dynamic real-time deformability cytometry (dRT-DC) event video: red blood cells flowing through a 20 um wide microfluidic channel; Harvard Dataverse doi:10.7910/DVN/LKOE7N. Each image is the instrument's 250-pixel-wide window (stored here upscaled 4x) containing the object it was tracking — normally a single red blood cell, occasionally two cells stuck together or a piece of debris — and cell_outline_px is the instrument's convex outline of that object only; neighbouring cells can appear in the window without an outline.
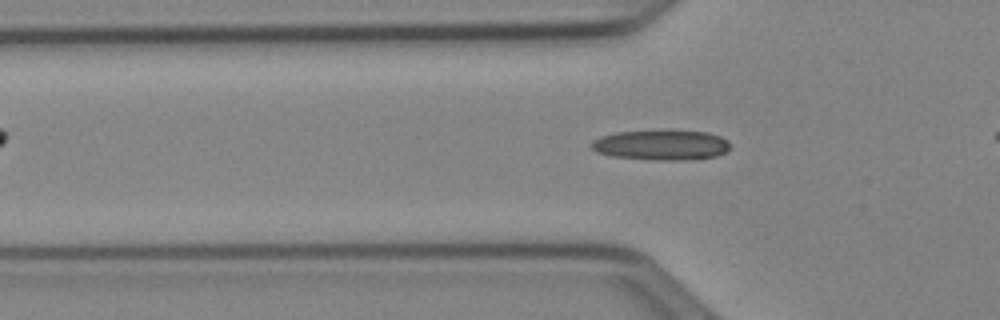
{"species": "Egyptian fruit bat (a non-hibernating species)", "species_latin": "Rousettus aegyptiacus", "temperature_condition": "cold", "stored_images_in_passage": 45, "camera_frame_rate_fps": 3000, "um_per_image_px": 0.085, "animal": {"sex": "female"}, "frame": {"image": 1, "passage_image": 17, "time_ms": 5.333, "image_size_px": [1000, 320], "cell_outline_px": [[732, 144], [728, 152], [716, 156], [688, 160], [652, 160], [612, 156], [596, 152], [592, 148], [592, 140], [600, 136], [616, 132], [708, 132], [720, 136], [728, 140]], "centroid_in_image_um": [56.25, 12.35], "position_along_channel_um": 69.6, "area_um2": 24.1}}
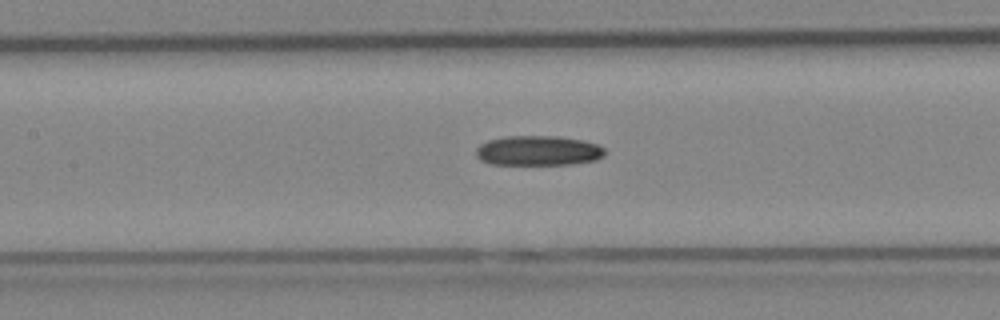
{"frame": {"image": 2, "passage_image": 24, "time_ms": 7.667, "image_size_px": [1000, 320], "cell_outline_px": [[604, 156], [596, 160], [572, 164], [488, 164], [480, 160], [476, 156], [476, 148], [480, 144], [488, 140], [504, 136], [560, 136], [584, 140], [596, 144], [604, 148]], "centroid_in_image_um": [45.73, 12.8], "position_along_channel_um": 161.7, "area_um2": 22.6}}
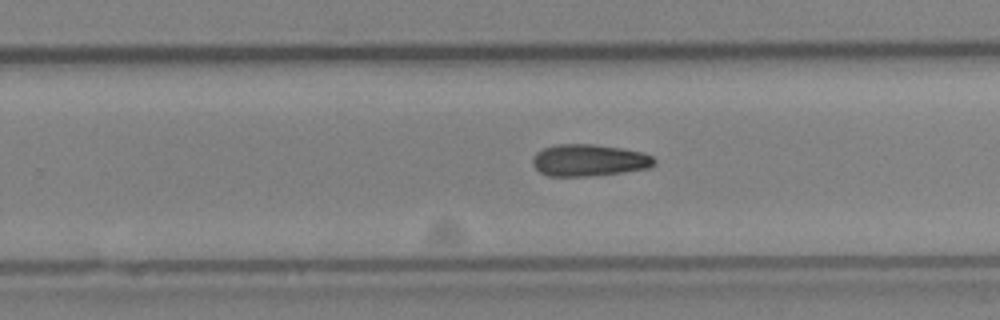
{"frame": {"image": 3, "passage_image": 33, "time_ms": 10.667, "image_size_px": [1000, 320], "cell_outline_px": [[656, 164], [648, 168], [624, 172], [588, 176], [548, 176], [540, 172], [532, 164], [532, 160], [536, 152], [544, 148], [556, 144], [592, 144], [620, 148], [640, 152], [652, 156], [656, 160]], "centroid_in_image_um": [50.05, 13.62], "position_along_channel_um": 279.7, "area_um2": 22.54}}